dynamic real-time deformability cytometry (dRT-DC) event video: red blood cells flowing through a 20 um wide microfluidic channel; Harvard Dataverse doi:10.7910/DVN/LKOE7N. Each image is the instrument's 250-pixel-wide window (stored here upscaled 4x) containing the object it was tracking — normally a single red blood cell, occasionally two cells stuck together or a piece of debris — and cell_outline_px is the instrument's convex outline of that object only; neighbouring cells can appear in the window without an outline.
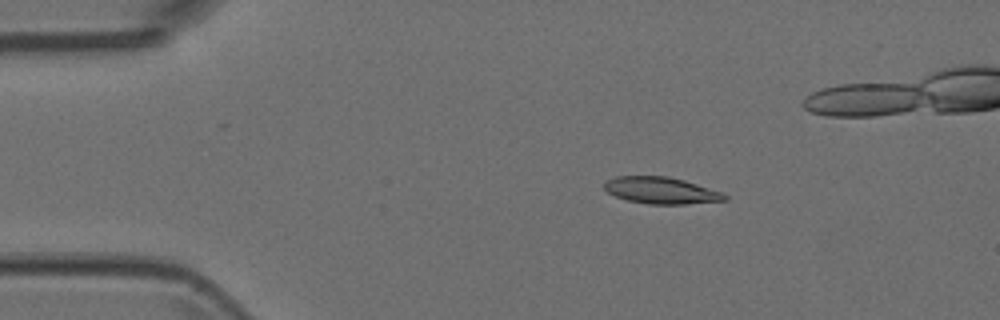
{"species": "Egyptian fruit bat (a non-hibernating species)", "species_latin": "Rousettus aegyptiacus", "temperature_condition": "room temperature", "stored_images_in_passage": 3, "camera_frame_rate_fps": 3000, "um_per_image_px": 0.085, "animal": {"sex": "female"}, "frame": {"image": 1, "passage_image": 1, "time_ms": 0.0, "image_size_px": [1000, 320], "cell_outline_px": [[728, 200], [684, 204], [648, 204], [628, 200], [616, 196], [608, 192], [604, 188], [604, 180], [616, 176], [668, 176], [684, 180], [724, 192], [728, 196]], "centroid_in_image_um": [56.21, 16.18], "position_along_channel_um": 28.8, "area_um2": 18.84}}